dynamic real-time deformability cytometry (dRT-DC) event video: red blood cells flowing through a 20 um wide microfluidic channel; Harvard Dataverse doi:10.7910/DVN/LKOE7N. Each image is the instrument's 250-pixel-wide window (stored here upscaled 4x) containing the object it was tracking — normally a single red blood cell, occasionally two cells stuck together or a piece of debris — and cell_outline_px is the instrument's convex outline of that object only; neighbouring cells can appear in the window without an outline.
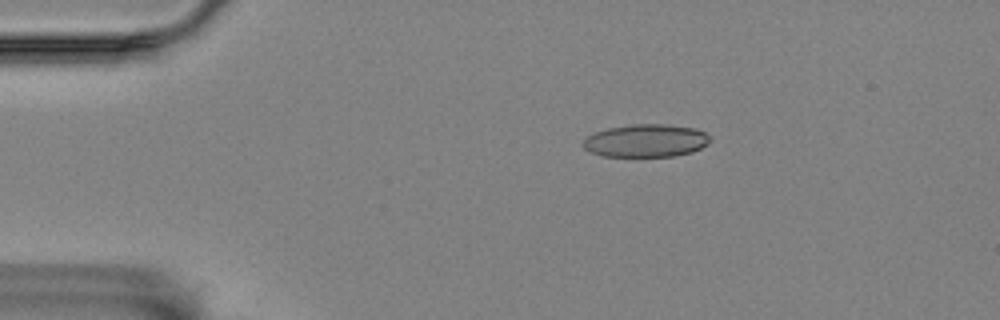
{"species": "Egyptian fruit bat (a non-hibernating species)", "species_latin": "Rousettus aegyptiacus", "temperature_condition": "room temperature", "stored_images_in_passage": 47, "camera_frame_rate_fps": 3000, "um_per_image_px": 0.085, "animal": {"sex": "female"}, "frame": {"image": 1, "passage_image": 1, "time_ms": 0.0, "image_size_px": [1000, 320], "cell_outline_px": [[712, 140], [708, 144], [692, 152], [672, 156], [604, 156], [592, 152], [584, 148], [580, 144], [588, 136], [596, 132], [608, 128], [632, 124], [668, 124], [696, 128], [704, 132]], "centroid_in_image_um": [54.92, 11.95], "position_along_channel_um": 30.1, "area_um2": 24.28}}
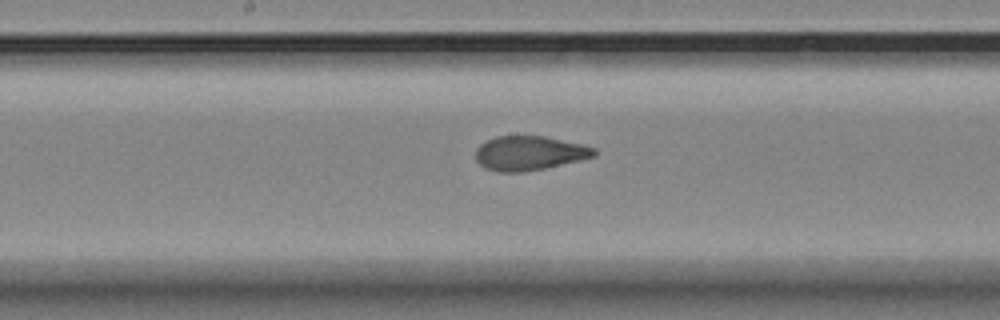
{"frame": {"image": 2, "passage_image": 20, "time_ms": 6.333, "image_size_px": [1000, 320], "cell_outline_px": [[596, 156], [580, 160], [544, 168], [520, 172], [496, 172], [484, 168], [476, 160], [476, 148], [480, 144], [496, 136], [544, 136], [580, 144], [596, 148]], "centroid_in_image_um": [44.97, 13.02], "position_along_channel_um": 203.2, "area_um2": 23.58}}
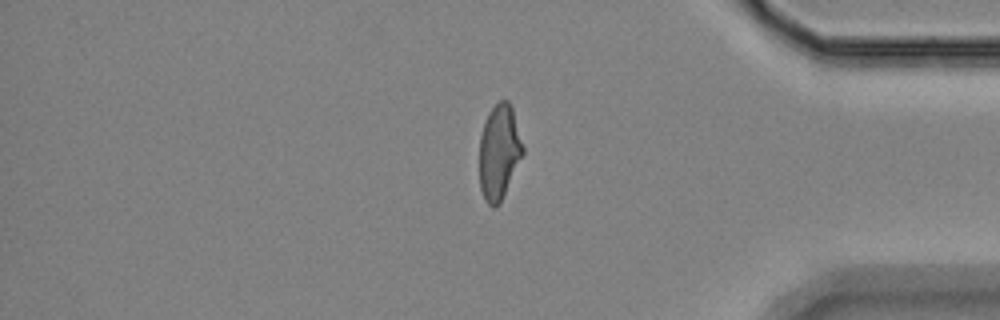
{"frame": {"image": 3, "passage_image": 38, "time_ms": 12.333, "image_size_px": [1000, 320], "cell_outline_px": [[524, 152], [500, 204], [496, 208], [492, 208], [484, 200], [480, 188], [480, 136], [488, 112], [500, 100], [508, 100], [512, 108], [524, 148]], "centroid_in_image_um": [42.42, 12.96], "position_along_channel_um": 392.8, "area_um2": 23.99}, "authors_computed_cell_mechanics": {"area_um2": 24.276, "velocity_mm_per_s": 3.5391, "shape_relaxation_time_tau1_ms": null, "shape_relaxation_time_tau2_ms": 1.01, "deformation_change_tau1": null, "deformation_change_tau2": 0.0647}}